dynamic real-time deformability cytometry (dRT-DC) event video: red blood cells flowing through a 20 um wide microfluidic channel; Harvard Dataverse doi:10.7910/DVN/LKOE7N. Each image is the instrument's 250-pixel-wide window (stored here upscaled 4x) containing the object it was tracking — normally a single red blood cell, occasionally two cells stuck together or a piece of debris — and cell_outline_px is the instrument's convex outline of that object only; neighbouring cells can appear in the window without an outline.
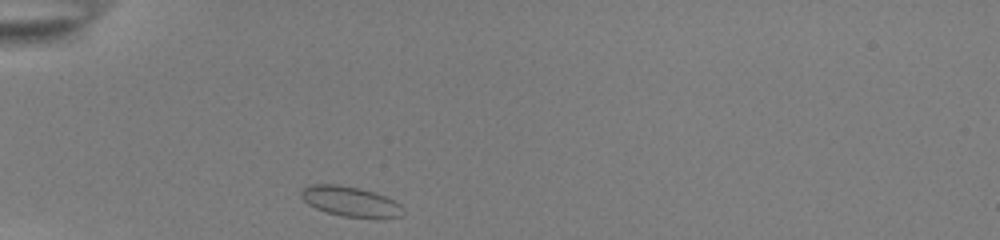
{"species": "common noctule bat (a hibernating species)", "species_latin": "Nyctalus noctula", "temperature_condition": "room temperature", "stored_images_in_passage": 30, "camera_frame_rate_fps": 3000, "um_per_image_px": 0.085, "animal": {"sex": "female", "body_mass_g": 22.0, "forearm_length_mm": 56.7}, "frame": {"image": 1, "passage_image": 1, "time_ms": 0.0, "image_size_px": [1000, 240], "cell_outline_px": [[404, 216], [380, 220], [376, 220], [344, 216], [328, 212], [316, 208], [308, 204], [300, 196], [300, 192], [304, 188], [312, 184], [336, 184], [360, 188], [384, 196], [400, 204], [404, 212]], "centroid_in_image_um": [29.84, 17.16], "position_along_channel_um": 55.2, "area_um2": 18.15}}
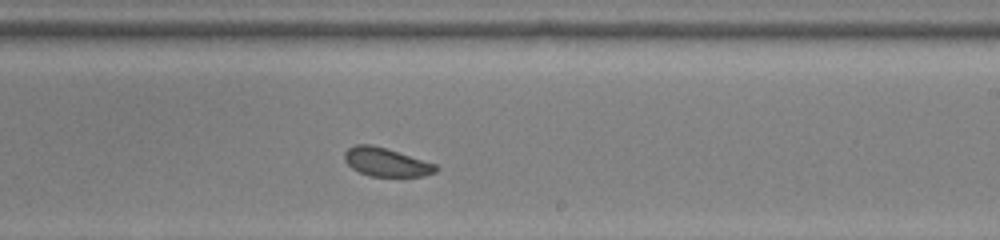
{"frame": {"image": 2, "passage_image": 18, "time_ms": 5.667, "image_size_px": [1000, 240], "cell_outline_px": [[440, 168], [436, 172], [424, 176], [368, 176], [352, 168], [344, 160], [344, 152], [348, 148], [356, 144], [372, 144], [436, 164]], "centroid_in_image_um": [32.82, 13.78], "position_along_channel_um": 256.2, "area_um2": 15.14}}
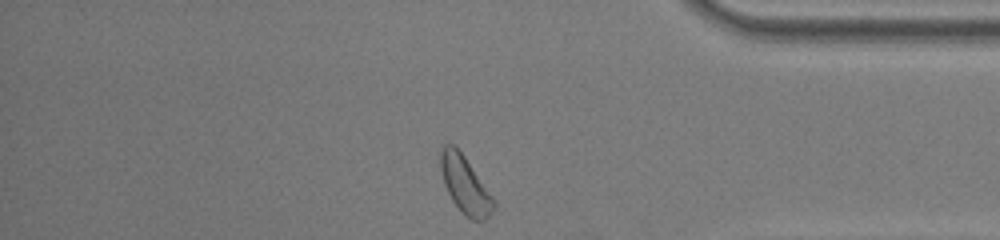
{"frame": {"image": 3, "passage_image": 30, "time_ms": 9.667, "image_size_px": [1000, 240], "cell_outline_px": [[496, 208], [484, 220], [472, 220], [460, 212], [452, 200], [444, 184], [440, 168], [440, 152], [444, 144], [452, 144], [464, 156], [492, 196], [496, 204]], "centroid_in_image_um": [39.52, 15.73], "position_along_channel_um": 395.7, "area_um2": 17.46}, "authors_computed_cell_mechanics": {"area_um2": 16.1262, "velocity_mm_per_s": 3.8484, "shape_relaxation_time_tau1_ms": 1.5069, "shape_relaxation_time_tau2_ms": 2.4416, "deformation_change_tau1": 0.0354, "deformation_change_tau2": 0.0557}}